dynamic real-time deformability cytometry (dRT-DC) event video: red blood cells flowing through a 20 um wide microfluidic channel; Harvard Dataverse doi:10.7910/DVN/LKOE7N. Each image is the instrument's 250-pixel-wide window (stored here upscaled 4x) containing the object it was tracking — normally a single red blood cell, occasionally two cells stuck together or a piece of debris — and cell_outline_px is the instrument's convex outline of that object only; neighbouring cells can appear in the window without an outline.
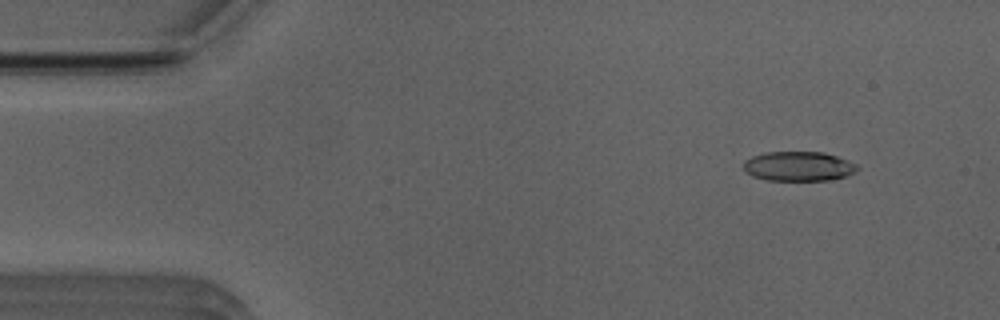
{"species": "Egyptian fruit bat (a non-hibernating species)", "species_latin": "Rousettus aegyptiacus", "temperature_condition": "room temperature", "stored_images_in_passage": 51, "camera_frame_rate_fps": 3000, "um_per_image_px": 0.085, "animal": {"sex": "male"}, "frame": {"image": 1, "passage_image": 5, "time_ms": 1.333, "image_size_px": [1000, 320], "cell_outline_px": [[860, 168], [856, 172], [848, 176], [828, 180], [768, 180], [752, 176], [744, 168], [744, 160], [752, 156], [764, 152], [824, 152], [848, 160], [856, 164]], "centroid_in_image_um": [67.91, 14.13], "position_along_channel_um": 17.1, "area_um2": 19.65}}
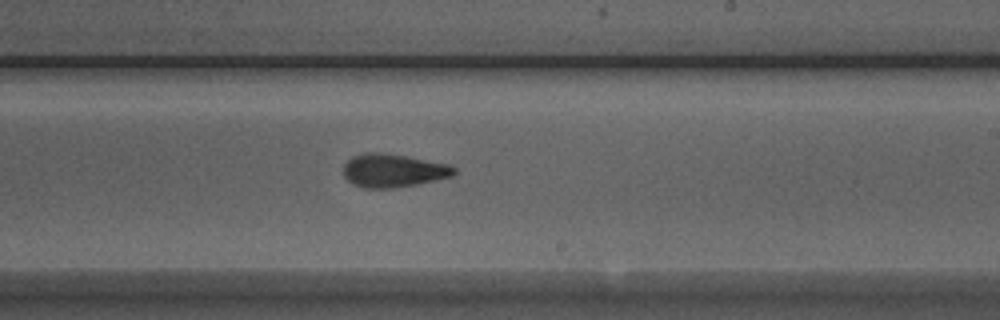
{"frame": {"image": 2, "passage_image": 30, "time_ms": 9.667, "image_size_px": [1000, 320], "cell_outline_px": [[456, 172], [452, 176], [416, 184], [392, 188], [364, 188], [352, 184], [344, 176], [344, 164], [352, 156], [364, 152], [380, 152], [404, 156], [448, 164], [456, 168]], "centroid_in_image_um": [33.39, 14.49], "position_along_channel_um": 255.6, "area_um2": 21.33}}
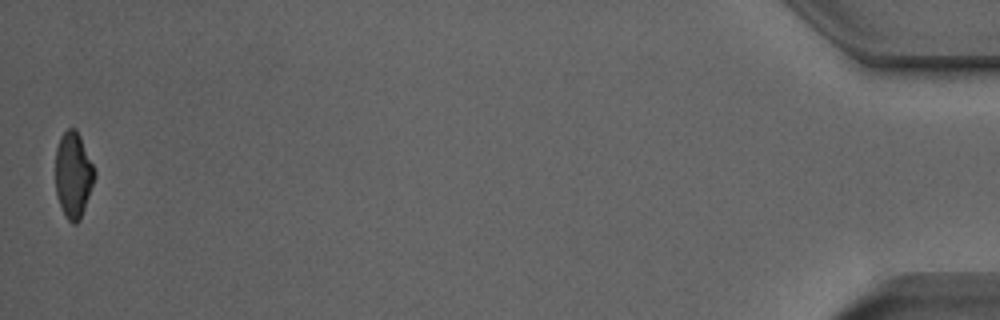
{"frame": {"image": 3, "passage_image": 51, "time_ms": 16.667, "image_size_px": [1000, 320], "cell_outline_px": [[96, 176], [80, 220], [76, 224], [72, 224], [64, 216], [56, 196], [56, 148], [60, 136], [68, 128], [76, 128], [80, 136], [96, 172]], "centroid_in_image_um": [6.22, 14.88], "position_along_channel_um": 429.0, "area_um2": 19.65}, "authors_computed_cell_mechanics": {"area_um2": 20.9814, "velocity_mm_per_s": 3.9466, "shape_relaxation_time_tau1_ms": 8.2779, "shape_relaxation_time_tau2_ms": 2.3448, "deformation_change_tau1": 0.2288, "deformation_change_tau2": 0.1085}}